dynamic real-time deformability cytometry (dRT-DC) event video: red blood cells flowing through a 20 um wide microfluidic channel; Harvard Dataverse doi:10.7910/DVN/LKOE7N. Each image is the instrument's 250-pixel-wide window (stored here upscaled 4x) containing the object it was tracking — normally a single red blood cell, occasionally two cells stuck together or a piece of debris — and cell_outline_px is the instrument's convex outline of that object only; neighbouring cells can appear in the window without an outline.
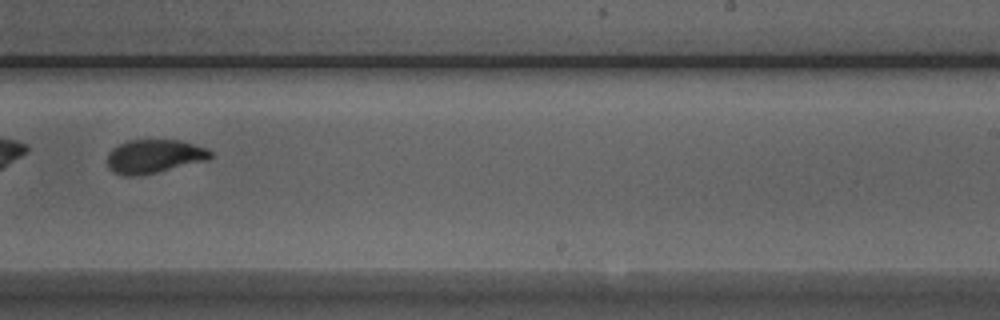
{"species": "Egyptian fruit bat (a non-hibernating species)", "species_latin": "Rousettus aegyptiacus", "temperature_condition": "room temperature", "stored_images_in_passage": 52, "camera_frame_rate_fps": 3000, "um_per_image_px": 0.085, "animal": {"sex": "male"}, "frame": {"image": 1, "passage_image": 32, "time_ms": 10.333, "image_size_px": [1000, 320], "cell_outline_px": [[212, 156], [208, 160], [156, 172], [132, 176], [124, 176], [112, 172], [108, 168], [108, 152], [112, 148], [128, 140], [180, 140], [208, 148], [212, 152]], "centroid_in_image_um": [13.1, 13.28], "position_along_channel_um": 275.9, "area_um2": 20.23}}
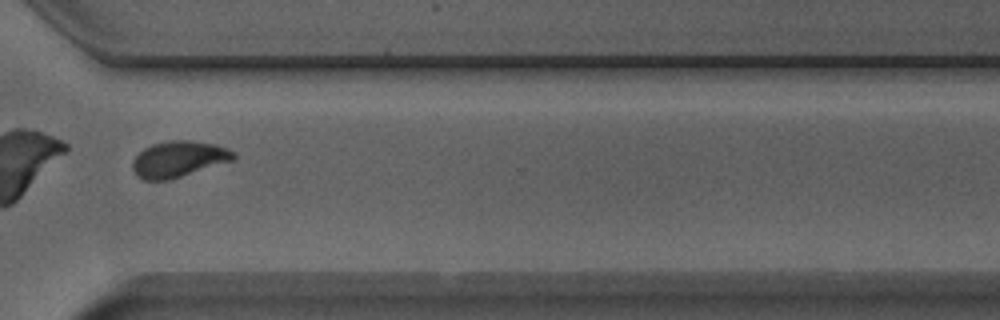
{"frame": {"image": 2, "passage_image": 38, "time_ms": 12.333, "image_size_px": [1000, 320], "cell_outline_px": [[236, 160], [168, 180], [144, 180], [136, 176], [132, 168], [132, 160], [144, 148], [152, 144], [168, 140], [192, 140], [216, 144], [228, 148], [236, 156]], "centroid_in_image_um": [15.19, 13.52], "position_along_channel_um": 355.4, "area_um2": 21.44}}
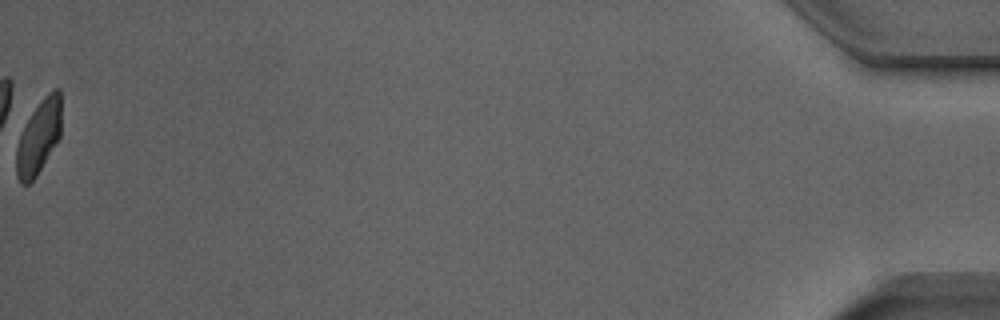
{"frame": {"image": 3, "passage_image": 52, "time_ms": 17.0, "image_size_px": [1000, 320], "cell_outline_px": [[60, 136], [36, 176], [28, 184], [20, 184], [16, 176], [16, 148], [20, 136], [32, 112], [44, 96], [52, 88], [60, 88]], "centroid_in_image_um": [3.28, 11.65], "position_along_channel_um": 431.9, "area_um2": 19.02}, "authors_computed_cell_mechanics": {"area_um2": 20.6924, "velocity_mm_per_s": 3.9565, "shape_relaxation_time_tau1_ms": 4.6534, "shape_relaxation_time_tau2_ms": 0.7707, "deformation_change_tau1": 0.1663, "deformation_change_tau2": 0.0482}}